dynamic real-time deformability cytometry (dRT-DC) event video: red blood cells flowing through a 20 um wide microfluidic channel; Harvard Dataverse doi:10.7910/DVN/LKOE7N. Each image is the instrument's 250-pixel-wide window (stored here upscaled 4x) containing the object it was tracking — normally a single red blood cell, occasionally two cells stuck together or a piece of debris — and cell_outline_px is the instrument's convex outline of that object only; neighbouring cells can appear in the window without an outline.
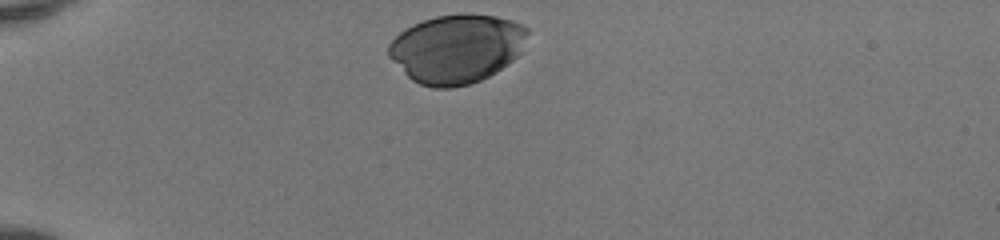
{"species": "human", "species_latin": "Homo sapiens", "temperature_condition": "room temperature", "stored_images_in_passage": 31, "camera_frame_rate_fps": 3000, "um_per_image_px": 0.085, "donor": {"sex": "female"}, "frame": {"image": 1, "passage_image": 1, "time_ms": 0.0, "image_size_px": [1000, 240], "cell_outline_px": [[528, 32], [520, 52], [508, 64], [496, 72], [480, 80], [468, 84], [452, 88], [432, 88], [420, 84], [412, 80], [388, 56], [388, 44], [400, 32], [412, 24], [436, 16], [464, 12], [496, 16], [512, 20], [528, 28]], "centroid_in_image_um": [38.81, 4.12], "position_along_channel_um": 46.2, "area_um2": 55.78}}
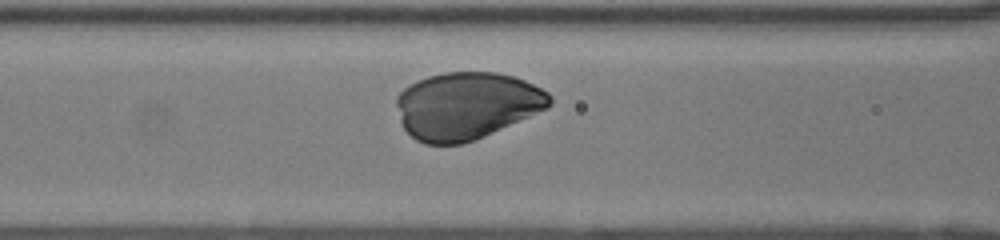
{"frame": {"image": 2, "passage_image": 10, "time_ms": 3.0, "image_size_px": [1000, 240], "cell_outline_px": [[552, 104], [548, 108], [484, 136], [460, 144], [424, 144], [416, 140], [404, 128], [400, 120], [396, 104], [396, 96], [404, 88], [428, 76], [444, 72], [496, 72], [512, 76], [524, 80], [548, 92], [552, 96]], "centroid_in_image_um": [39.66, 8.98], "position_along_channel_um": 126.9, "area_um2": 59.77}}
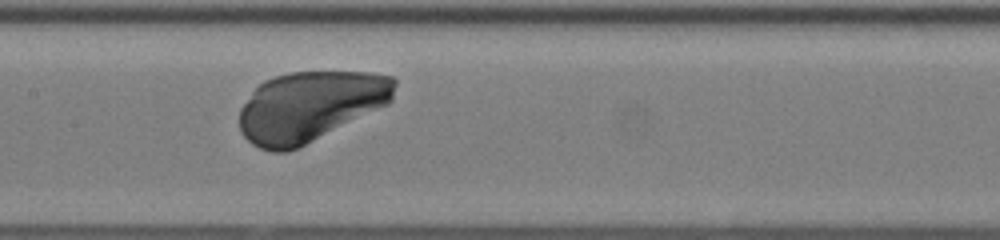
{"frame": {"image": 3, "passage_image": 14, "time_ms": 4.333, "image_size_px": [1000, 240], "cell_outline_px": [[396, 84], [392, 100], [388, 104], [288, 152], [272, 152], [260, 148], [252, 144], [240, 132], [240, 108], [252, 92], [264, 80], [288, 72], [368, 72], [392, 76], [396, 80]], "centroid_in_image_um": [26.35, 9.03], "position_along_channel_um": 181.1, "area_um2": 63.06}}